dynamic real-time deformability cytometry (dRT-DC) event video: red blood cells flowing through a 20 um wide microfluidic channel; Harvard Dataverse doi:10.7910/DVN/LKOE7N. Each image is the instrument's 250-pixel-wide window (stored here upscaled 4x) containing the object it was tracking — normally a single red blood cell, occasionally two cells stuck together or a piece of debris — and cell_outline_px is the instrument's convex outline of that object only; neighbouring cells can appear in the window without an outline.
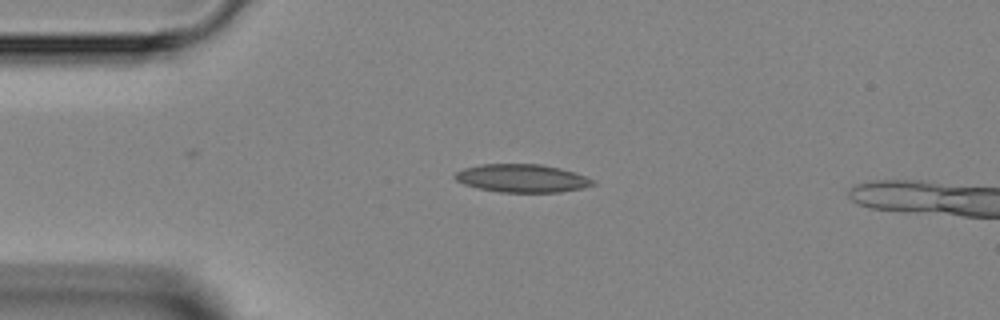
{"species": "Egyptian fruit bat (a non-hibernating species)", "species_latin": "Rousettus aegyptiacus", "temperature_condition": "room temperature", "stored_images_in_passage": 12, "camera_frame_rate_fps": 3000, "um_per_image_px": 0.085, "animal": {"sex": "female"}, "frame": {"image": 1, "passage_image": 9, "time_ms": 2.667, "image_size_px": [1000, 320], "cell_outline_px": [[596, 184], [584, 188], [560, 192], [500, 192], [476, 188], [464, 184], [456, 180], [452, 176], [456, 172], [464, 168], [480, 164], [540, 164], [560, 168], [596, 180]], "centroid_in_image_um": [44.36, 15.16], "position_along_channel_um": 40.6, "area_um2": 22.66}}